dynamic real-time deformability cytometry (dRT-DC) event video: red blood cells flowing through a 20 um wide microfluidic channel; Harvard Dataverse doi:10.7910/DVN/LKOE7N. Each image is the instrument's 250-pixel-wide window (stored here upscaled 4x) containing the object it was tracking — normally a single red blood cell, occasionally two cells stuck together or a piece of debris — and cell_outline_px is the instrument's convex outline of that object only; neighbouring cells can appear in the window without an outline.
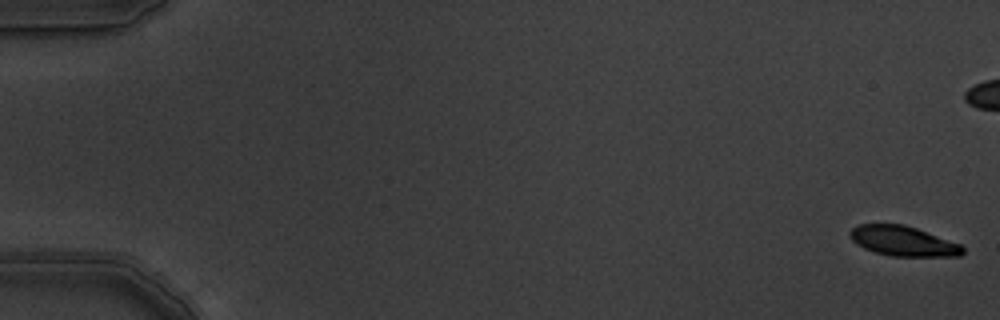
{"species": "common noctule bat (a hibernating species)", "species_latin": "Nyctalus noctula", "temperature_condition": "warm", "stored_images_in_passage": 17, "camera_frame_rate_fps": 3000, "um_per_image_px": 0.085, "animal": {"sex": "male", "body_mass_g": 19.5, "forearm_length_mm": 54.6}, "frame": {"image": 1, "passage_image": 1, "time_ms": 0.0, "image_size_px": [1000, 320], "cell_outline_px": [[964, 252], [960, 256], [892, 256], [876, 252], [864, 248], [856, 244], [848, 236], [848, 232], [852, 228], [860, 224], [904, 224], [916, 228], [960, 244], [964, 248]], "centroid_in_image_um": [76.74, 20.49], "position_along_channel_um": 8.3, "area_um2": 19.59}}
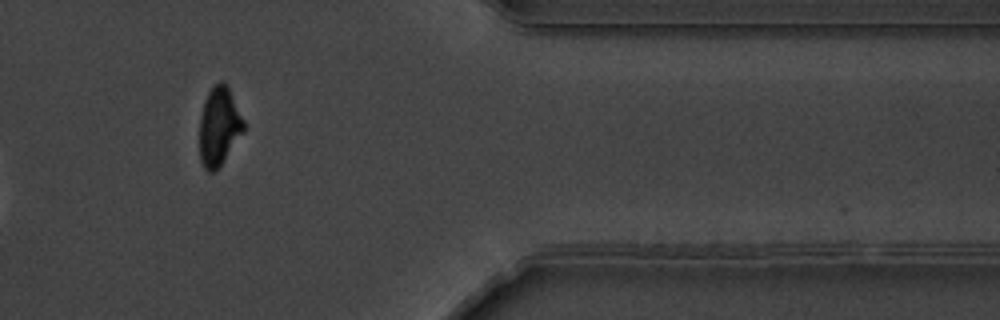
{"frame": {"image": 2, "passage_image": 15, "time_ms": 4.667, "image_size_px": [1000, 320], "cell_outline_px": [[244, 128], [216, 172], [208, 172], [204, 168], [200, 160], [200, 116], [204, 100], [208, 92], [220, 80], [224, 80], [244, 120]], "centroid_in_image_um": [18.59, 10.74], "position_along_channel_um": 392.8, "area_um2": 19.83}}